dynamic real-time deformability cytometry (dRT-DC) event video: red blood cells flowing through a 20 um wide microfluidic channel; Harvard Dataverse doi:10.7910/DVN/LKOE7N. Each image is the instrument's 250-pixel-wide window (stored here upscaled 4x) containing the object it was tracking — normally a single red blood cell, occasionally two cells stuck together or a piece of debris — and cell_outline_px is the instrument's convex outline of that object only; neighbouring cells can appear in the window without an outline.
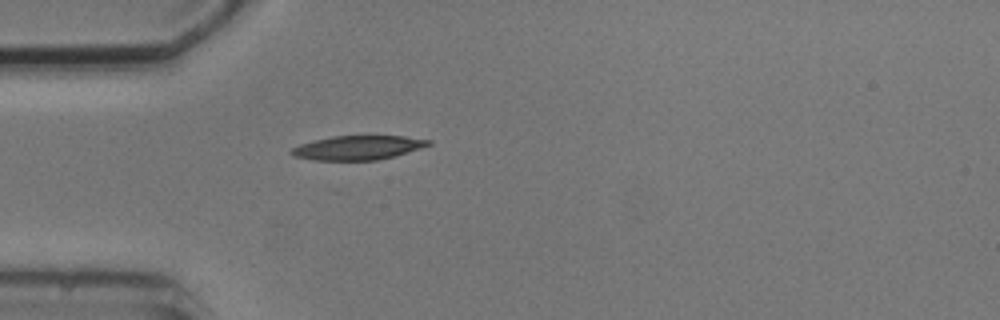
{"species": "common noctule bat (a hibernating species)", "species_latin": "Nyctalus noctula", "temperature_condition": "cold", "stored_images_in_passage": 2, "camera_frame_rate_fps": 3000, "um_per_image_px": 0.085, "animal": {"sex": "male", "body_mass_g": 20.5, "forearm_length_mm": 52.5}, "frame": {"image": 1, "passage_image": 2, "time_ms": 2.0, "image_size_px": [1000, 320], "cell_outline_px": [[432, 144], [420, 148], [392, 156], [376, 160], [312, 160], [292, 156], [288, 152], [292, 148], [300, 144], [332, 136], [404, 136], [432, 140]], "centroid_in_image_um": [30.38, 12.55], "position_along_channel_um": 54.6, "area_um2": 19.13}}